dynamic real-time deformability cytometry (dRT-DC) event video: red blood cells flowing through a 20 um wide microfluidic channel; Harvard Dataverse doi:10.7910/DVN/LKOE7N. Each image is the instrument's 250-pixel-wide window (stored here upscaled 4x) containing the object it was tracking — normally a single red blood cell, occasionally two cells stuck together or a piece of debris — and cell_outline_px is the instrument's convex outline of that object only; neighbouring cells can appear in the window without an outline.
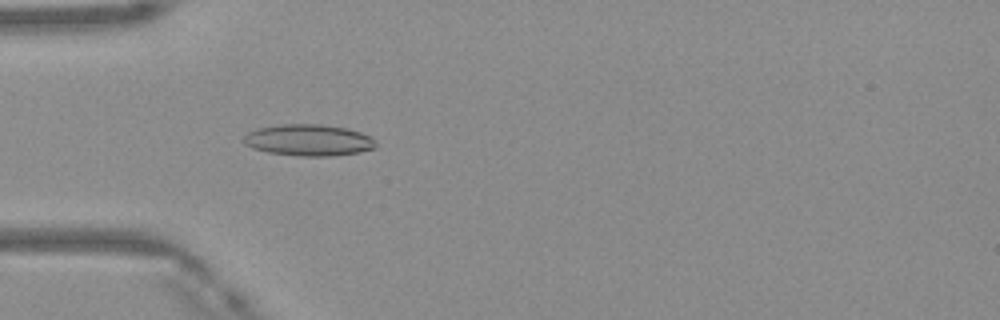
{"species": "Egyptian fruit bat (a non-hibernating species)", "species_latin": "Rousettus aegyptiacus", "temperature_condition": "warm", "stored_images_in_passage": 49, "camera_frame_rate_fps": 3000, "um_per_image_px": 0.085, "frame": {"image": 1, "passage_image": 15, "time_ms": 4.667, "image_size_px": [1000, 320], "cell_outline_px": [[376, 148], [360, 152], [328, 156], [300, 156], [268, 152], [252, 148], [244, 144], [244, 136], [248, 132], [260, 128], [280, 124], [320, 124], [348, 128], [360, 132], [368, 136], [376, 144]], "centroid_in_image_um": [26.22, 11.91], "position_along_channel_um": 58.8, "area_um2": 24.1}}
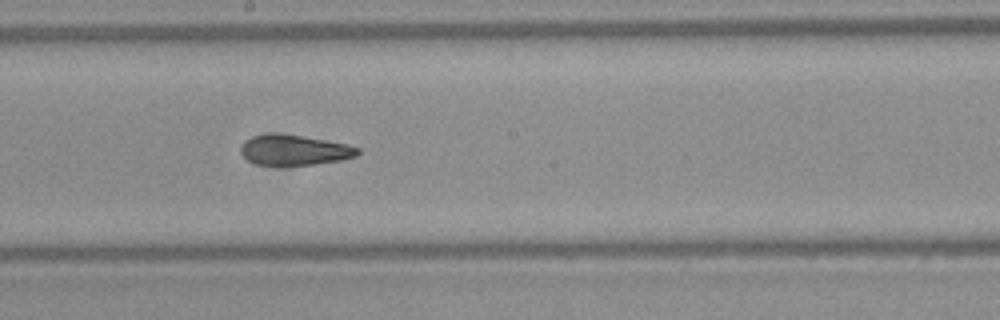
{"frame": {"image": 2, "passage_image": 27, "time_ms": 8.667, "image_size_px": [1000, 320], "cell_outline_px": [[360, 152], [356, 156], [340, 160], [312, 164], [256, 164], [248, 160], [240, 152], [240, 144], [244, 140], [252, 136], [304, 136], [348, 144], [360, 148]], "centroid_in_image_um": [25.05, 12.77], "position_along_channel_um": 223.1, "area_um2": 19.88}}
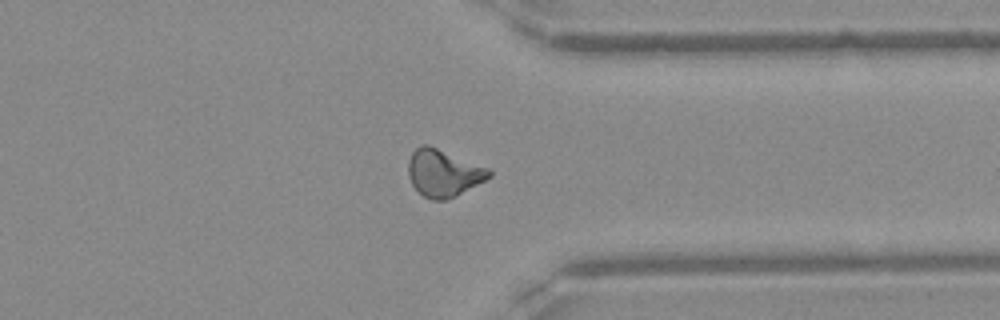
{"frame": {"image": 3, "passage_image": 38, "time_ms": 12.333, "image_size_px": [1000, 320], "cell_outline_px": [[492, 176], [456, 196], [444, 200], [432, 200], [424, 196], [412, 184], [408, 176], [408, 160], [412, 152], [420, 144], [428, 144], [488, 168], [492, 172]], "centroid_in_image_um": [37.67, 14.69], "position_along_channel_um": 373.7, "area_um2": 22.08}, "authors_computed_cell_mechanics": {"area_um2": 21.7328, "velocity_mm_per_s": 4.1834, "shape_relaxation_time_tau1_ms": null, "shape_relaxation_time_tau2_ms": 3.9208, "deformation_change_tau1": null, "deformation_change_tau2": 0.1252}}